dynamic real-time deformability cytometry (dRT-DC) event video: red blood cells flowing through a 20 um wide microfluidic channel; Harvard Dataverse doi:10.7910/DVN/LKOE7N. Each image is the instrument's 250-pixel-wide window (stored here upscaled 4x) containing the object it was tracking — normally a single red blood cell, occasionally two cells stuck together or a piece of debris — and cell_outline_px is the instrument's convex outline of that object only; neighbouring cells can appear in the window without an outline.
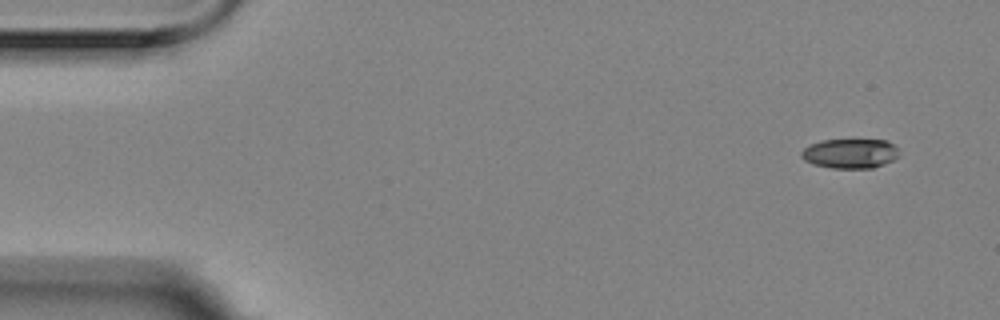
{"species": "Egyptian fruit bat (a non-hibernating species)", "species_latin": "Rousettus aegyptiacus", "temperature_condition": "room temperature", "stored_images_in_passage": 5, "camera_frame_rate_fps": 3000, "um_per_image_px": 0.085, "animal": {"sex": "female"}, "frame": {"image": 1, "passage_image": 1, "time_ms": 0.0, "image_size_px": [1000, 320], "cell_outline_px": [[896, 156], [892, 160], [884, 164], [872, 168], [832, 168], [812, 164], [804, 160], [800, 156], [800, 152], [804, 148], [812, 144], [824, 140], [884, 140], [892, 144], [896, 148]], "centroid_in_image_um": [72.2, 13.06], "position_along_channel_um": 12.8, "area_um2": 16.59}}
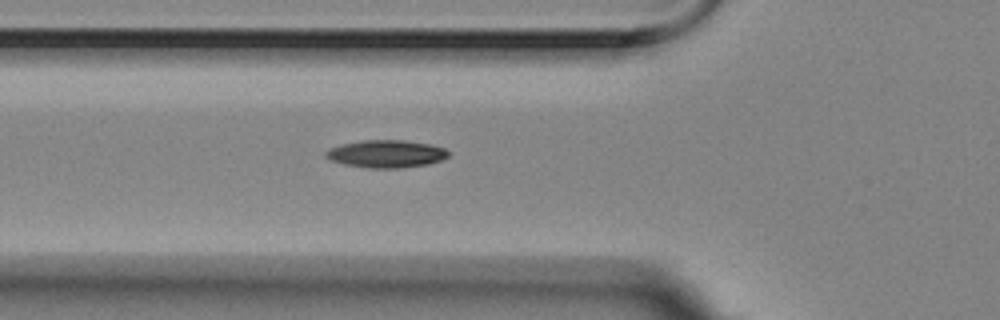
{"frame": {"image": 2, "passage_image": 5, "time_ms": 1.333, "image_size_px": [1000, 320], "cell_outline_px": [[448, 156], [440, 160], [428, 164], [400, 168], [368, 168], [344, 164], [332, 160], [324, 156], [324, 152], [328, 148], [340, 144], [360, 140], [404, 140], [432, 144], [444, 148], [448, 152]], "centroid_in_image_um": [32.79, 13.06], "position_along_channel_um": 93.0, "area_um2": 19.83}}